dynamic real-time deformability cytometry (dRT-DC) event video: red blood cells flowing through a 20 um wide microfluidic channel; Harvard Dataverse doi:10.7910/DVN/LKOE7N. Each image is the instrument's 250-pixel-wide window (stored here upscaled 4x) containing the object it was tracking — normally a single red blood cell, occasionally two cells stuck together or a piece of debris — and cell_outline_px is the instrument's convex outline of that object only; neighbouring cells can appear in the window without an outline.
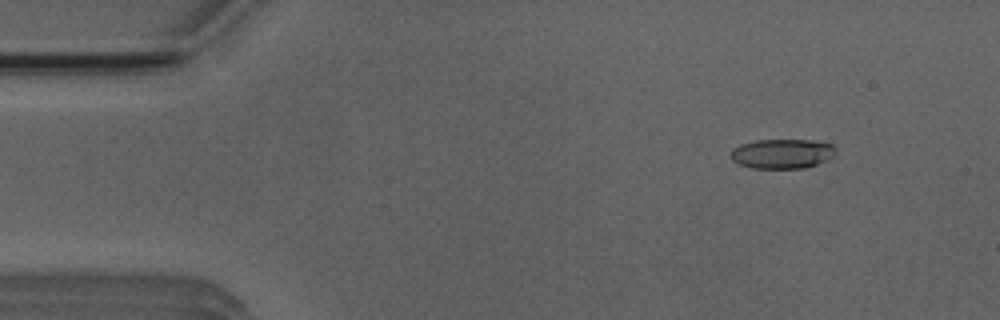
{"species": "Egyptian fruit bat (a non-hibernating species)", "species_latin": "Rousettus aegyptiacus", "temperature_condition": "room temperature", "stored_images_in_passage": 7, "camera_frame_rate_fps": 3000, "um_per_image_px": 0.085, "animal": {"sex": "male"}, "frame": {"image": 1, "passage_image": 2, "time_ms": 1.333, "image_size_px": [1000, 320], "cell_outline_px": [[836, 152], [832, 156], [816, 164], [804, 168], [752, 168], [740, 164], [732, 160], [732, 148], [740, 144], [756, 140], [812, 140], [832, 144], [836, 148]], "centroid_in_image_um": [66.48, 13.05], "position_along_channel_um": 18.5, "area_um2": 17.98}}